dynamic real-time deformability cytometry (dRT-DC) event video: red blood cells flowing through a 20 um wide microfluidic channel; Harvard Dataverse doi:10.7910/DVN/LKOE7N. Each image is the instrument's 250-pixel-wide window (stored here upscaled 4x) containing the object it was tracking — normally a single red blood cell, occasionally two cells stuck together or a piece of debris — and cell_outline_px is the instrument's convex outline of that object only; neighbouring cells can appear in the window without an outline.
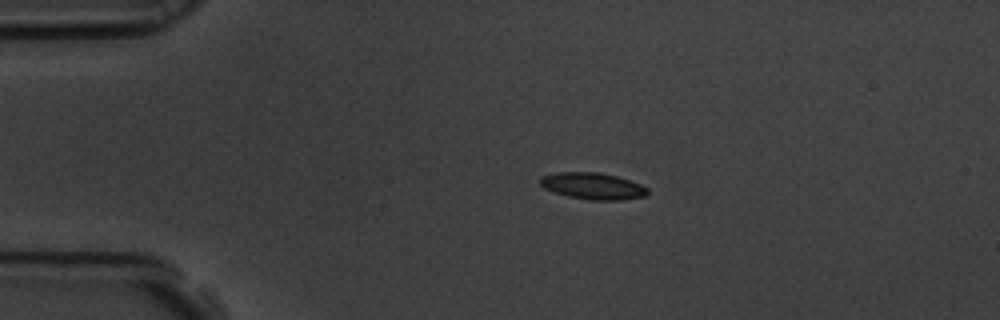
{"species": "common noctule bat (a hibernating species)", "species_latin": "Nyctalus noctula", "temperature_condition": "room temperature", "stored_images_in_passage": 5, "camera_frame_rate_fps": 3000, "um_per_image_px": 0.085, "animal": {"sex": "male", "body_mass_g": 19.5, "forearm_length_mm": 54.6}, "frame": {"image": 1, "passage_image": 3, "time_ms": 0.667, "image_size_px": [1000, 320], "cell_outline_px": [[648, 192], [644, 196], [620, 200], [588, 200], [568, 196], [544, 188], [540, 184], [540, 176], [556, 172], [600, 172], [616, 176], [640, 184], [648, 188]], "centroid_in_image_um": [50.36, 15.8], "position_along_channel_um": 34.6, "area_um2": 16.59}}
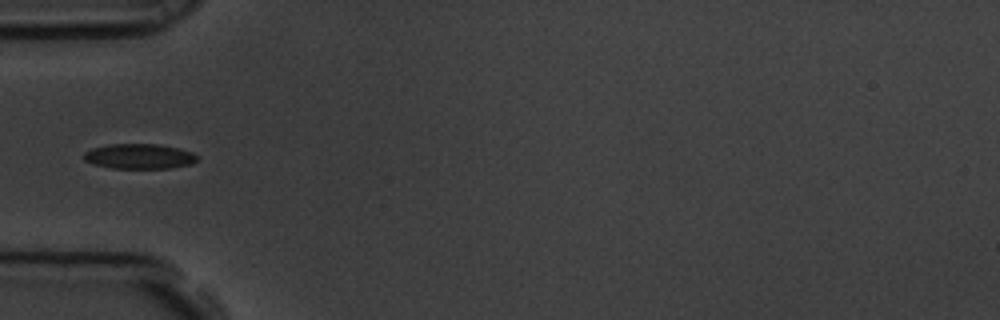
{"frame": {"image": 2, "passage_image": 5, "time_ms": 1.333, "image_size_px": [1000, 320], "cell_outline_px": [[196, 160], [192, 164], [172, 168], [112, 168], [92, 164], [84, 160], [84, 152], [92, 148], [108, 144], [160, 144], [192, 152], [196, 156]], "centroid_in_image_um": [11.81, 13.29], "position_along_channel_um": 73.2, "area_um2": 16.53}}